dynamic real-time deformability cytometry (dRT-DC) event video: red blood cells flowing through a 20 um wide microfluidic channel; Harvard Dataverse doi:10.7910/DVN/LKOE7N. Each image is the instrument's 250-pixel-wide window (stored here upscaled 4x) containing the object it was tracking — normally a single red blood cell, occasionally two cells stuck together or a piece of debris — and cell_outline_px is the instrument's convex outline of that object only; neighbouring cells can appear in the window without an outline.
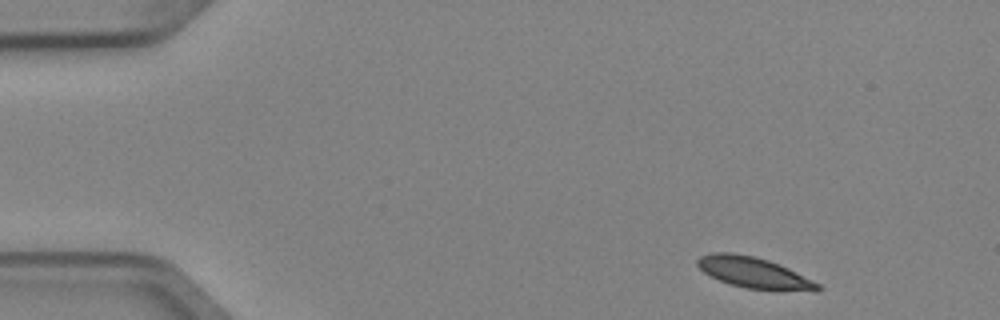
{"species": "Egyptian fruit bat (a non-hibernating species)", "species_latin": "Rousettus aegyptiacus", "temperature_condition": "cold", "stored_images_in_passage": 3, "camera_frame_rate_fps": 3000, "um_per_image_px": 0.085, "animal": {"sex": "female"}, "frame": {"image": 1, "passage_image": 1, "time_ms": 0.0, "image_size_px": [1000, 320], "cell_outline_px": [[820, 288], [816, 292], [744, 288], [728, 284], [704, 272], [696, 264], [696, 260], [700, 256], [712, 252], [732, 252], [752, 256], [768, 260], [788, 268], [820, 284]], "centroid_in_image_um": [64.07, 23.18], "position_along_channel_um": 20.9, "area_um2": 21.62}}
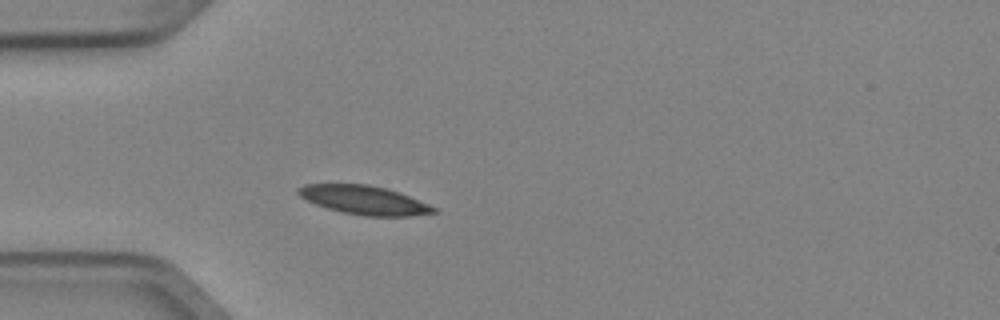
{"frame": {"image": 2, "passage_image": 3, "time_ms": 0.667, "image_size_px": [1000, 320], "cell_outline_px": [[440, 212], [412, 216], [364, 216], [340, 212], [316, 204], [300, 196], [296, 192], [296, 188], [304, 184], [368, 184], [388, 188], [400, 192], [428, 204], [436, 208]], "centroid_in_image_um": [30.97, 17.0], "position_along_channel_um": 54.0, "area_um2": 22.89}}